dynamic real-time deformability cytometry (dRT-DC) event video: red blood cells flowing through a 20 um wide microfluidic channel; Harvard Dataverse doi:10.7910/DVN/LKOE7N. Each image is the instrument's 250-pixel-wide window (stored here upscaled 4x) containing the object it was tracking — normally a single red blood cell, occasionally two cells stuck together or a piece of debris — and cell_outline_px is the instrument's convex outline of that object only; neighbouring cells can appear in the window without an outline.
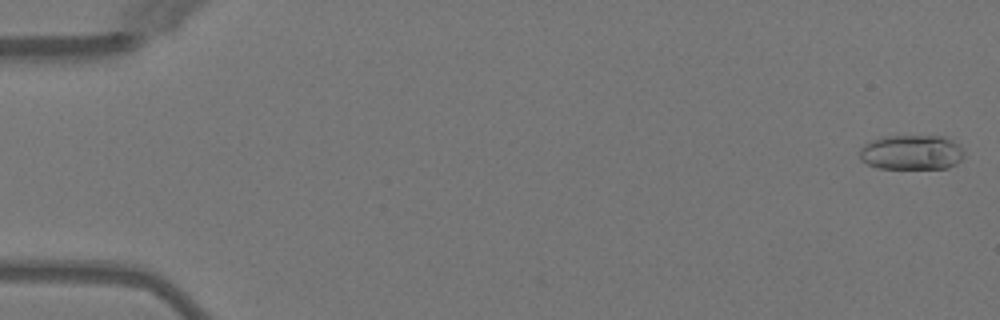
{"species": "Egyptian fruit bat (a non-hibernating species)", "species_latin": "Rousettus aegyptiacus", "temperature_condition": "warm", "stored_images_in_passage": 51, "camera_frame_rate_fps": 3000, "um_per_image_px": 0.085, "animal": {"sex": "female"}, "frame": {"image": 1, "passage_image": 1, "time_ms": 0.0, "image_size_px": [1000, 320], "cell_outline_px": [[964, 156], [956, 164], [948, 168], [876, 168], [860, 160], [860, 148], [864, 144], [872, 140], [884, 136], [944, 136], [952, 140], [964, 152]], "centroid_in_image_um": [77.46, 12.95], "position_along_channel_um": 7.5, "area_um2": 21.21}}
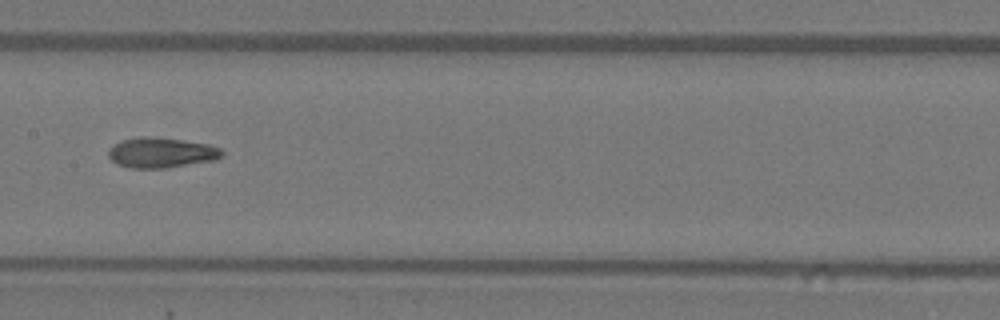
{"frame": {"image": 2, "passage_image": 26, "time_ms": 8.333, "image_size_px": [1000, 320], "cell_outline_px": [[224, 152], [216, 160], [164, 168], [132, 168], [116, 164], [108, 156], [108, 148], [112, 144], [120, 140], [140, 136], [148, 136], [180, 140], [208, 144], [220, 148]], "centroid_in_image_um": [13.65, 12.97], "position_along_channel_um": 193.7, "area_um2": 20.06}}
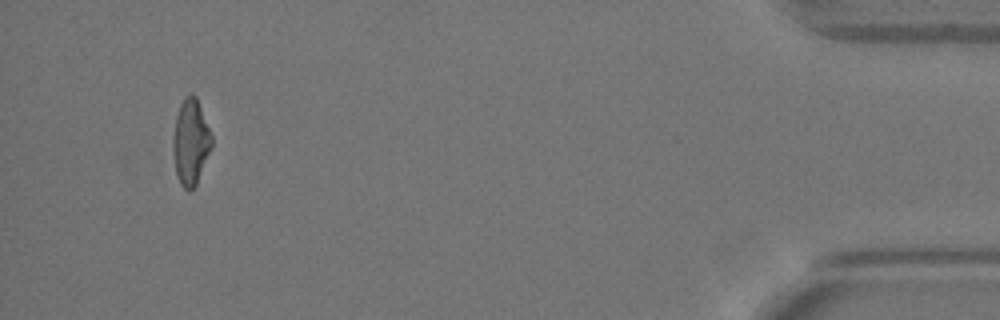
{"frame": {"image": 3, "passage_image": 48, "time_ms": 15.667, "image_size_px": [1000, 320], "cell_outline_px": [[212, 148], [196, 184], [188, 192], [180, 184], [176, 176], [172, 148], [172, 140], [176, 116], [180, 104], [184, 96], [192, 92], [196, 96], [212, 136]], "centroid_in_image_um": [16.19, 12.07], "position_along_channel_um": 419.0, "area_um2": 19.48}, "authors_computed_cell_mechanics": {"area_um2": 19.7098, "velocity_mm_per_s": 4.0626, "shape_relaxation_time_tau1_ms": 10.7528, "shape_relaxation_time_tau2_ms": 2.1291, "deformation_change_tau1": 0.2836, "deformation_change_tau2": 0.0895}}